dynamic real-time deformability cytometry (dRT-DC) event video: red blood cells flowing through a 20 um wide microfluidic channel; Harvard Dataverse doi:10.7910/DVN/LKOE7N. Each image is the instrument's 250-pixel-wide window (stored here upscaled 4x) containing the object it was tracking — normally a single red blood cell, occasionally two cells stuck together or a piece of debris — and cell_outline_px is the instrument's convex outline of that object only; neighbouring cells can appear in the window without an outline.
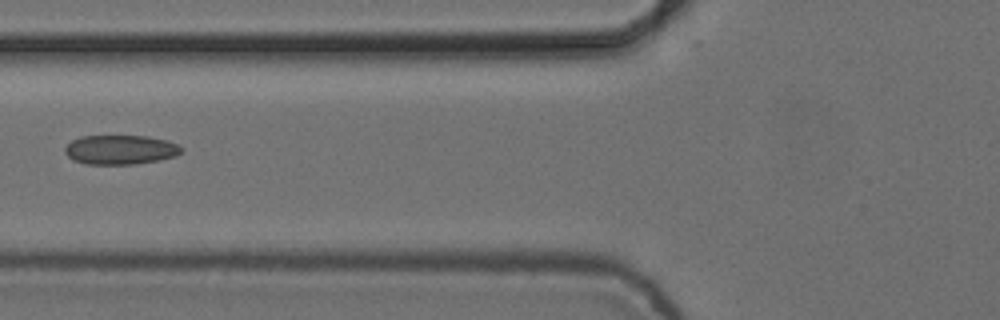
{"species": "common noctule bat (a hibernating species)", "species_latin": "Nyctalus noctula", "temperature_condition": "cold", "stored_images_in_passage": 5, "camera_frame_rate_fps": 3000, "um_per_image_px": 0.085, "animal": {"sex": "female", "body_mass_g": 24.6, "forearm_length_mm": 56.2}, "frame": {"image": 1, "passage_image": 5, "time_ms": 1.333, "image_size_px": [1000, 320], "cell_outline_px": [[184, 148], [176, 156], [160, 160], [136, 164], [84, 164], [72, 160], [64, 152], [64, 148], [72, 140], [80, 136], [148, 136], [164, 140], [176, 144]], "centroid_in_image_um": [10.21, 12.73], "position_along_channel_um": 115.6, "area_um2": 20.0}}